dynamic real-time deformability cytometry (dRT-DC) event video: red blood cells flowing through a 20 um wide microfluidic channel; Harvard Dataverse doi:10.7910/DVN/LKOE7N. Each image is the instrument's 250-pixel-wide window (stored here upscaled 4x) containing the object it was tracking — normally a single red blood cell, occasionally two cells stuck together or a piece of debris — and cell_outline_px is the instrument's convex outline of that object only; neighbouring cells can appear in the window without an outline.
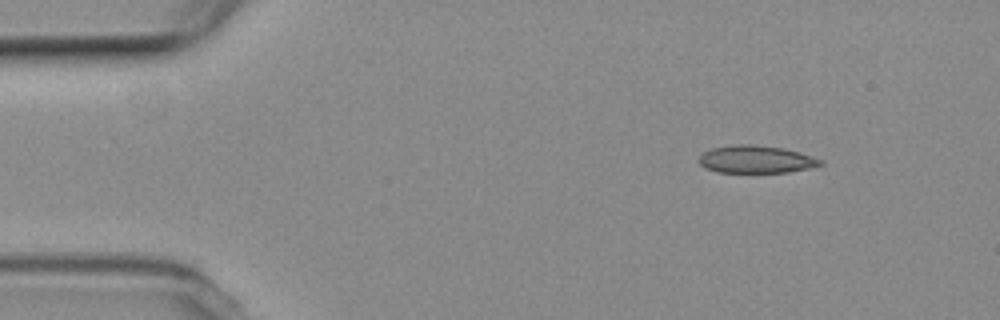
{"species": "common noctule bat (a hibernating species)", "species_latin": "Nyctalus noctula", "temperature_condition": "room temperature", "stored_images_in_passage": 49, "camera_frame_rate_fps": 3000, "um_per_image_px": 0.085, "animal": {"sex": "female", "body_mass_g": 19.3, "forearm_length_mm": 54.1}, "frame": {"image": 1, "passage_image": 1, "time_ms": 0.0, "image_size_px": [1000, 320], "cell_outline_px": [[824, 164], [808, 168], [788, 172], [716, 172], [704, 168], [700, 164], [700, 156], [704, 152], [712, 148], [732, 144], [752, 144], [784, 148], [800, 152], [824, 160]], "centroid_in_image_um": [64.27, 13.54], "position_along_channel_um": 20.7, "area_um2": 19.59}}
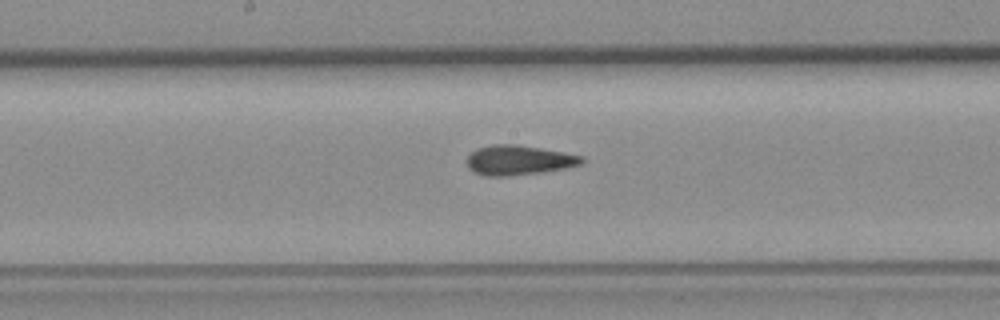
{"frame": {"image": 2, "passage_image": 22, "time_ms": 7.0, "image_size_px": [1000, 320], "cell_outline_px": [[584, 164], [544, 172], [508, 176], [484, 176], [472, 172], [468, 168], [468, 156], [476, 148], [492, 144], [516, 144], [564, 152], [584, 156]], "centroid_in_image_um": [44.1, 13.62], "position_along_channel_um": 204.1, "area_um2": 20.11}}
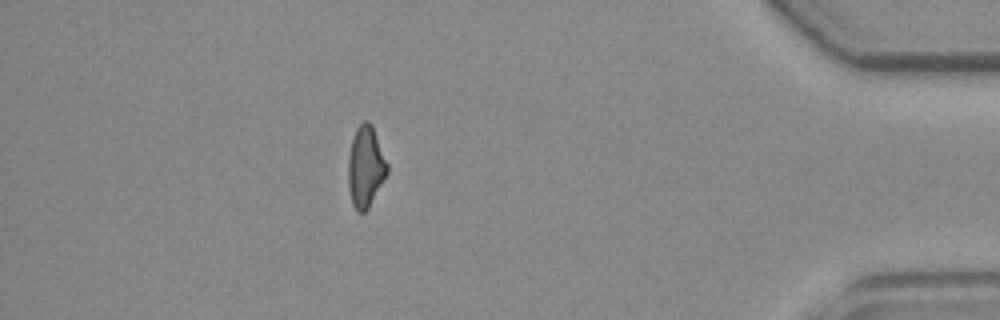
{"frame": {"image": 3, "passage_image": 42, "time_ms": 13.667, "image_size_px": [1000, 320], "cell_outline_px": [[388, 172], [368, 208], [364, 212], [356, 212], [352, 204], [348, 188], [348, 156], [352, 140], [356, 128], [364, 120], [368, 120], [372, 124], [388, 164]], "centroid_in_image_um": [31.06, 14.17], "position_along_channel_um": 404.1, "area_um2": 18.5}, "authors_computed_cell_mechanics": {"area_um2": 19.3052, "velocity_mm_per_s": 3.7697, "shape_relaxation_time_tau1_ms": 5.8423, "shape_relaxation_time_tau2_ms": 2.1073, "deformation_change_tau1": 0.1726, "deformation_change_tau2": 0.1034}}